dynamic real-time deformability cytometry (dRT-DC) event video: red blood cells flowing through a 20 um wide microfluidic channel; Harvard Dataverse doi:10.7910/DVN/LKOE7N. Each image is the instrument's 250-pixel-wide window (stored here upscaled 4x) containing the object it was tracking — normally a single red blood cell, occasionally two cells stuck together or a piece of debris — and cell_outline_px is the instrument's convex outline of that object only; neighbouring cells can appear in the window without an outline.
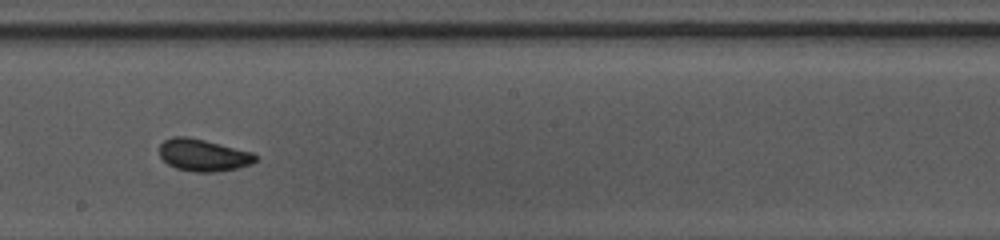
{"species": "common noctule bat (a hibernating species)", "species_latin": "Nyctalus noctula", "temperature_condition": "warm", "stored_images_in_passage": 29, "camera_frame_rate_fps": 3000, "um_per_image_px": 0.085, "animal": {"sex": "female", "body_mass_g": 10.0, "forearm_length_mm": 53.1}, "frame": {"image": 1, "passage_image": 13, "time_ms": 4.0, "image_size_px": [1000, 240], "cell_outline_px": [[256, 160], [252, 164], [236, 168], [216, 172], [192, 172], [176, 168], [168, 164], [160, 156], [160, 144], [164, 140], [172, 136], [184, 136], [204, 140], [252, 152], [256, 156]], "centroid_in_image_um": [17.25, 13.19], "position_along_channel_um": 230.9, "area_um2": 17.86}}